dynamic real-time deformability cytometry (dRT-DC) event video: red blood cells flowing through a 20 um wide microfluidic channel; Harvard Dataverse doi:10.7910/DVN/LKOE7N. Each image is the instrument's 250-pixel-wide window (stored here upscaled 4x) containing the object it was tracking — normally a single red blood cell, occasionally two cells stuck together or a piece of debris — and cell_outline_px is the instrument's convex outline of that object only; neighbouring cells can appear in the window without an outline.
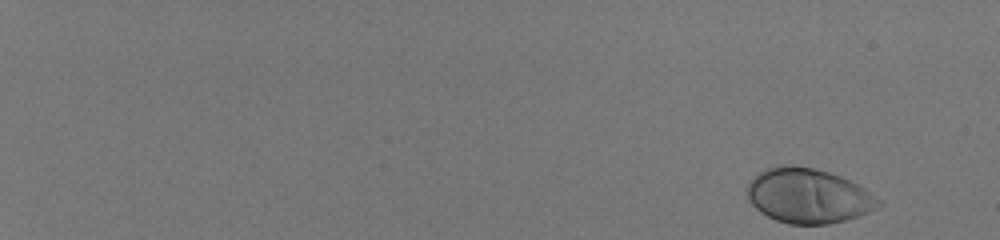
{"species": "human", "species_latin": "Homo sapiens", "temperature_condition": "room temperature", "stored_images_in_passage": 53, "camera_frame_rate_fps": 3000, "um_per_image_px": 0.085, "donor": {"sex": "male"}, "frame": {"image": 1, "passage_image": 1, "time_ms": 0.0, "image_size_px": [1000, 240], "cell_outline_px": [[880, 204], [876, 208], [860, 216], [828, 224], [788, 224], [776, 220], [760, 212], [748, 200], [748, 184], [760, 172], [768, 168], [812, 168], [828, 172], [840, 176], [864, 188], [880, 200]], "centroid_in_image_um": [68.72, 16.7], "position_along_channel_um": 16.3, "area_um2": 40.75}}
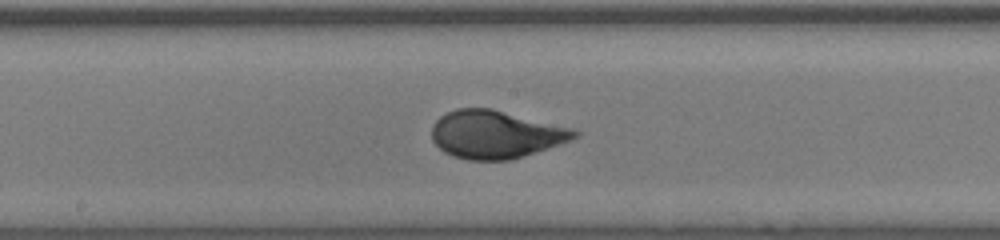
{"frame": {"image": 2, "passage_image": 33, "time_ms": 10.667, "image_size_px": [1000, 240], "cell_outline_px": [[580, 136], [508, 160], [468, 160], [452, 156], [444, 152], [432, 140], [432, 124], [440, 116], [456, 108], [492, 108], [572, 128], [580, 132]], "centroid_in_image_um": [42.07, 11.4], "position_along_channel_um": 206.1, "area_um2": 39.36}}
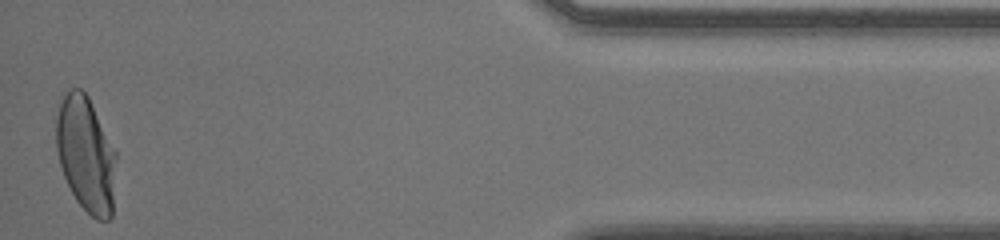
{"frame": {"image": 3, "passage_image": 53, "time_ms": 17.333, "image_size_px": [1000, 240], "cell_outline_px": [[116, 160], [112, 216], [108, 220], [96, 220], [76, 200], [64, 176], [60, 164], [56, 148], [56, 116], [60, 104], [68, 88], [80, 88], [88, 96], [116, 152]], "centroid_in_image_um": [7.3, 13.11], "position_along_channel_um": 427.9, "area_um2": 40.11}, "authors_computed_cell_mechanics": {"area_um2": 39.4196, "velocity_mm_per_s": 4.053, "shape_relaxation_time_tau1_ms": 3.3614, "shape_relaxation_time_tau2_ms": null, "deformation_change_tau1": 0.1903, "deformation_change_tau2": null}}